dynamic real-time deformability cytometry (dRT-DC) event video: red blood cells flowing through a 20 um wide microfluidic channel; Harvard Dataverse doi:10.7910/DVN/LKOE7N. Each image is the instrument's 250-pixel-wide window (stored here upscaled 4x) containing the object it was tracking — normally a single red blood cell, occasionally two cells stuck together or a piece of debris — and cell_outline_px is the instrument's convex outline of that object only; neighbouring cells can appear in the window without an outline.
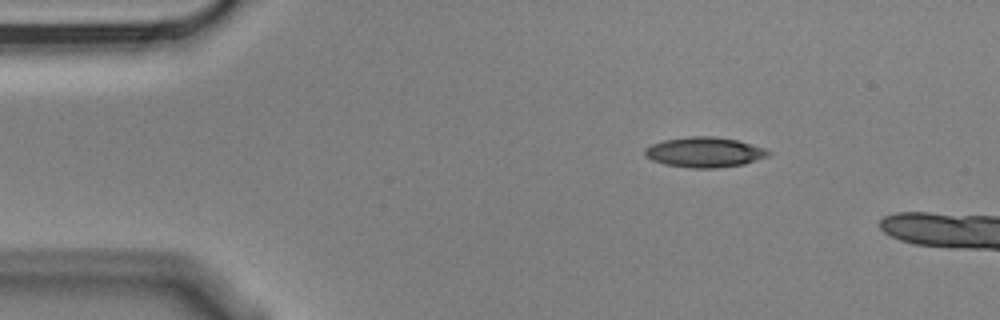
{"species": "Egyptian fruit bat (a non-hibernating species)", "species_latin": "Rousettus aegyptiacus", "temperature_condition": "cold", "stored_images_in_passage": 2, "camera_frame_rate_fps": 3000, "um_per_image_px": 0.085, "animal": {"sex": "male"}, "frame": {"image": 1, "passage_image": 1, "time_ms": 0.0, "image_size_px": [1000, 320], "cell_outline_px": [[772, 152], [768, 156], [744, 164], [716, 168], [688, 168], [664, 164], [652, 160], [644, 156], [644, 148], [652, 144], [664, 140], [688, 136], [712, 136], [736, 140], [764, 148]], "centroid_in_image_um": [59.85, 12.94], "position_along_channel_um": 25.2, "area_um2": 21.73}}